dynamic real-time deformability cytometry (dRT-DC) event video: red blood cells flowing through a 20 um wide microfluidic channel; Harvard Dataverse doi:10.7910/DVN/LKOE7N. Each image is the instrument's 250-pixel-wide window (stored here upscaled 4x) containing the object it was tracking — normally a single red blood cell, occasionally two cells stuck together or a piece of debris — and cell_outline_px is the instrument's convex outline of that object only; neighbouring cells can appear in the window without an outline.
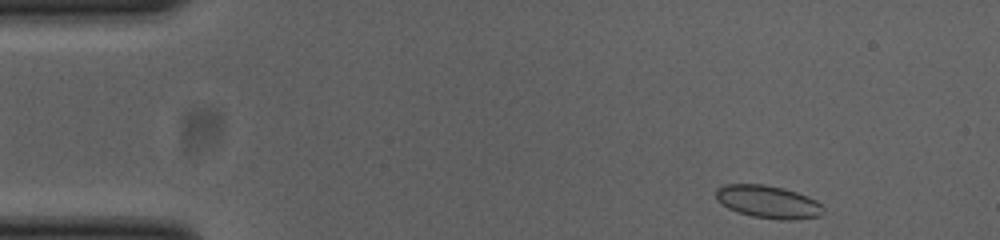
{"species": "common noctule bat (a hibernating species)", "species_latin": "Nyctalus noctula", "temperature_condition": "cold", "stored_images_in_passage": 48, "camera_frame_rate_fps": 3000, "um_per_image_px": 0.085, "animal": {"sex": "female", "body_mass_g": 23.0, "forearm_length_mm": 53.4}, "frame": {"image": 1, "passage_image": 1, "time_ms": 0.0, "image_size_px": [1000, 240], "cell_outline_px": [[824, 212], [820, 216], [796, 220], [780, 220], [752, 216], [736, 212], [720, 204], [716, 200], [716, 188], [724, 184], [764, 184], [784, 188], [808, 196], [816, 200], [824, 208]], "centroid_in_image_um": [65.28, 17.16], "position_along_channel_um": 19.7, "area_um2": 20.81}}
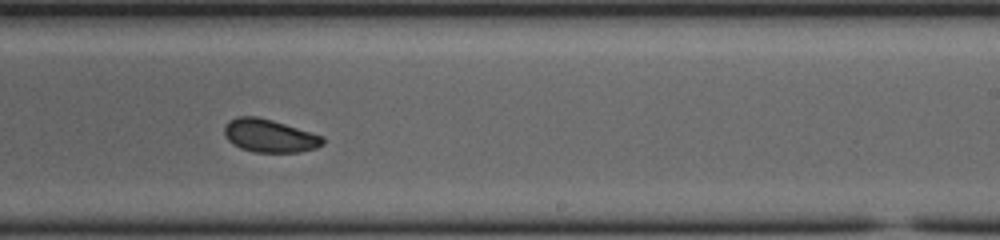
{"frame": {"image": 2, "passage_image": 27, "time_ms": 8.667, "image_size_px": [1000, 240], "cell_outline_px": [[324, 144], [316, 148], [300, 152], [256, 152], [240, 148], [232, 144], [224, 136], [224, 128], [228, 120], [236, 116], [256, 116], [272, 120], [324, 136]], "centroid_in_image_um": [22.89, 11.54], "position_along_channel_um": 266.1, "area_um2": 19.07}}
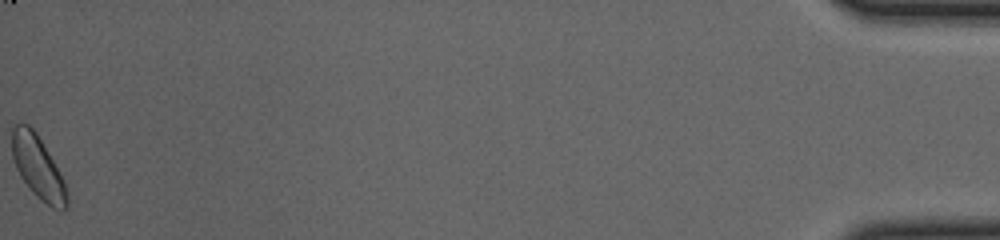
{"frame": {"image": 3, "passage_image": 48, "time_ms": 15.667, "image_size_px": [1000, 240], "cell_outline_px": [[68, 208], [64, 212], [52, 208], [40, 200], [28, 188], [20, 176], [16, 168], [12, 156], [12, 128], [20, 120], [28, 124], [36, 132], [48, 152], [64, 180], [68, 196]], "centroid_in_image_um": [3.23, 14.24], "position_along_channel_um": 432.0, "area_um2": 20.4}, "authors_computed_cell_mechanics": {"area_um2": 19.4786, "velocity_mm_per_s": 3.845, "shape_relaxation_time_tau1_ms": 3.7154, "shape_relaxation_time_tau2_ms": 4.8608, "deformation_change_tau1": 0.0462, "deformation_change_tau2": 0.0905}}